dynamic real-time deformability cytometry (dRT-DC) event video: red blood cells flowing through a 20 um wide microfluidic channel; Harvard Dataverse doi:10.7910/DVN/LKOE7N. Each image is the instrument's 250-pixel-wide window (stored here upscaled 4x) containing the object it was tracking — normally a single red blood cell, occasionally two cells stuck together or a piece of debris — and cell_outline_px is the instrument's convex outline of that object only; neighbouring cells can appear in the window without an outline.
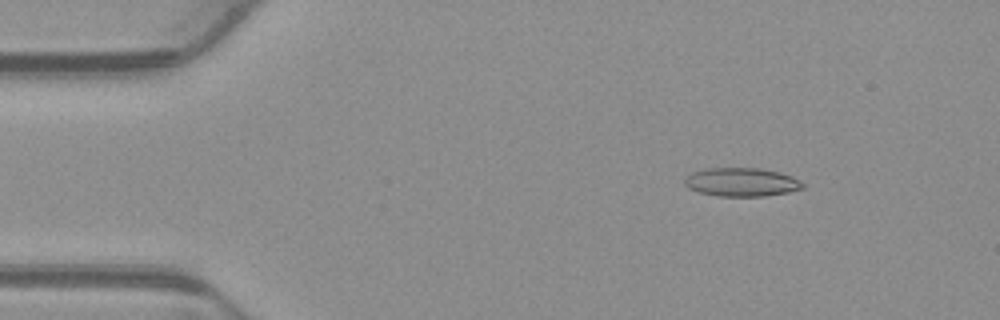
{"species": "common noctule bat (a hibernating species)", "species_latin": "Nyctalus noctula", "temperature_condition": "warm", "stored_images_in_passage": 48, "camera_frame_rate_fps": 3000, "um_per_image_px": 0.085, "animal": {"sex": "male", "body_mass_g": 23.1, "forearm_length_mm": 52.7}, "frame": {"image": 1, "passage_image": 7, "time_ms": 2.0, "image_size_px": [1000, 320], "cell_outline_px": [[804, 188], [788, 192], [764, 196], [716, 196], [700, 192], [688, 188], [684, 184], [684, 180], [692, 172], [704, 168], [760, 168], [780, 172], [792, 176], [800, 180], [804, 184]], "centroid_in_image_um": [63.04, 15.47], "position_along_channel_um": 22.0, "area_um2": 19.77}}
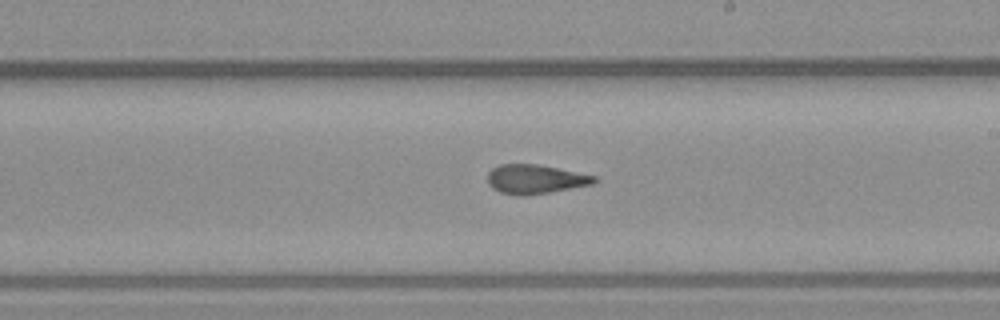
{"frame": {"image": 2, "passage_image": 30, "time_ms": 9.667, "image_size_px": [1000, 320], "cell_outline_px": [[596, 180], [592, 184], [548, 192], [524, 196], [516, 196], [500, 192], [492, 188], [488, 184], [488, 172], [492, 168], [500, 164], [536, 164], [596, 176]], "centroid_in_image_um": [45.43, 15.23], "position_along_channel_um": 243.6, "area_um2": 17.92}}
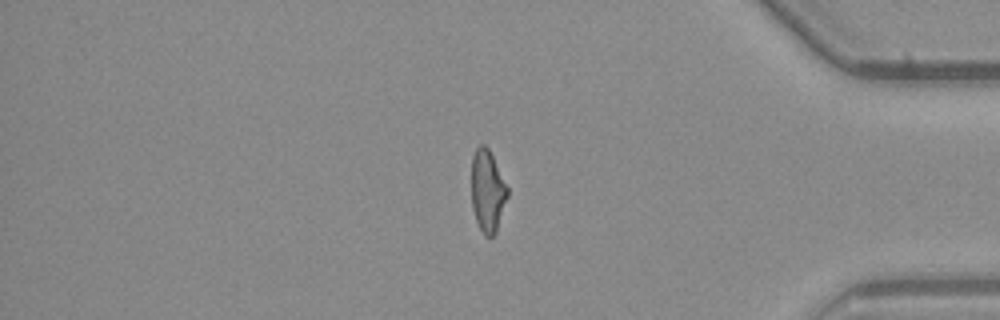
{"frame": {"image": 3, "passage_image": 44, "time_ms": 14.333, "image_size_px": [1000, 320], "cell_outline_px": [[508, 196], [496, 232], [492, 236], [484, 236], [476, 220], [472, 208], [472, 156], [476, 148], [480, 144], [484, 144], [488, 148], [508, 188]], "centroid_in_image_um": [41.43, 16.24], "position_along_channel_um": 393.8, "area_um2": 17.05}, "authors_computed_cell_mechanics": {"area_um2": 18.7561, "velocity_mm_per_s": 3.8953, "shape_relaxation_time_tau1_ms": null, "shape_relaxation_time_tau2_ms": 3.0828, "deformation_change_tau1": null, "deformation_change_tau2": 0.1348}}